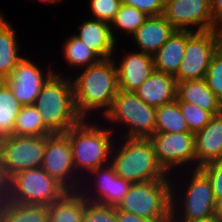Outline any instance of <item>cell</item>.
Returning <instances> with one entry per match:
<instances>
[{"instance_id": "cell-1", "label": "cell", "mask_w": 222, "mask_h": 222, "mask_svg": "<svg viewBox=\"0 0 222 222\" xmlns=\"http://www.w3.org/2000/svg\"><path fill=\"white\" fill-rule=\"evenodd\" d=\"M72 83L76 110L82 119H88L90 111L100 110L105 115L119 90L114 59H101L84 68Z\"/></svg>"}, {"instance_id": "cell-2", "label": "cell", "mask_w": 222, "mask_h": 222, "mask_svg": "<svg viewBox=\"0 0 222 222\" xmlns=\"http://www.w3.org/2000/svg\"><path fill=\"white\" fill-rule=\"evenodd\" d=\"M70 79L54 70L43 84L34 104L44 126L52 134L66 133L82 120L76 110L72 78Z\"/></svg>"}, {"instance_id": "cell-3", "label": "cell", "mask_w": 222, "mask_h": 222, "mask_svg": "<svg viewBox=\"0 0 222 222\" xmlns=\"http://www.w3.org/2000/svg\"><path fill=\"white\" fill-rule=\"evenodd\" d=\"M112 131L114 129L103 128L96 122L82 119L65 133L69 138L73 154V166L77 177H80L79 179H83L82 176L86 173L89 174L94 169L110 163L114 146L113 138H111L113 137L111 136L113 135Z\"/></svg>"}, {"instance_id": "cell-4", "label": "cell", "mask_w": 222, "mask_h": 222, "mask_svg": "<svg viewBox=\"0 0 222 222\" xmlns=\"http://www.w3.org/2000/svg\"><path fill=\"white\" fill-rule=\"evenodd\" d=\"M115 146L110 164L115 173L131 183H142L171 178L157 162L153 146L148 138H127ZM114 153V154H113Z\"/></svg>"}, {"instance_id": "cell-5", "label": "cell", "mask_w": 222, "mask_h": 222, "mask_svg": "<svg viewBox=\"0 0 222 222\" xmlns=\"http://www.w3.org/2000/svg\"><path fill=\"white\" fill-rule=\"evenodd\" d=\"M170 207L171 181L160 179L132 183L116 208L154 222H170Z\"/></svg>"}, {"instance_id": "cell-6", "label": "cell", "mask_w": 222, "mask_h": 222, "mask_svg": "<svg viewBox=\"0 0 222 222\" xmlns=\"http://www.w3.org/2000/svg\"><path fill=\"white\" fill-rule=\"evenodd\" d=\"M189 175L192 177L185 184L182 200L175 196V186L173 188L174 183H171L170 221H191L214 215L216 199L208 177L199 168L193 169Z\"/></svg>"}, {"instance_id": "cell-7", "label": "cell", "mask_w": 222, "mask_h": 222, "mask_svg": "<svg viewBox=\"0 0 222 222\" xmlns=\"http://www.w3.org/2000/svg\"><path fill=\"white\" fill-rule=\"evenodd\" d=\"M156 108L146 104L134 92L118 90L109 111V122L127 128V138H149L155 133Z\"/></svg>"}, {"instance_id": "cell-8", "label": "cell", "mask_w": 222, "mask_h": 222, "mask_svg": "<svg viewBox=\"0 0 222 222\" xmlns=\"http://www.w3.org/2000/svg\"><path fill=\"white\" fill-rule=\"evenodd\" d=\"M67 190L42 167L19 171L9 180V201L49 206Z\"/></svg>"}, {"instance_id": "cell-9", "label": "cell", "mask_w": 222, "mask_h": 222, "mask_svg": "<svg viewBox=\"0 0 222 222\" xmlns=\"http://www.w3.org/2000/svg\"><path fill=\"white\" fill-rule=\"evenodd\" d=\"M219 46L217 30L187 31L184 57L174 75L176 82L205 79L210 62Z\"/></svg>"}, {"instance_id": "cell-10", "label": "cell", "mask_w": 222, "mask_h": 222, "mask_svg": "<svg viewBox=\"0 0 222 222\" xmlns=\"http://www.w3.org/2000/svg\"><path fill=\"white\" fill-rule=\"evenodd\" d=\"M47 138L14 134L0 138V163L6 175L10 178L19 171L41 167Z\"/></svg>"}, {"instance_id": "cell-11", "label": "cell", "mask_w": 222, "mask_h": 222, "mask_svg": "<svg viewBox=\"0 0 222 222\" xmlns=\"http://www.w3.org/2000/svg\"><path fill=\"white\" fill-rule=\"evenodd\" d=\"M41 167L67 191H79L82 183L76 176L72 148L65 133L48 135Z\"/></svg>"}, {"instance_id": "cell-12", "label": "cell", "mask_w": 222, "mask_h": 222, "mask_svg": "<svg viewBox=\"0 0 222 222\" xmlns=\"http://www.w3.org/2000/svg\"><path fill=\"white\" fill-rule=\"evenodd\" d=\"M157 162L169 175L174 168L196 163L195 133L155 132L150 136Z\"/></svg>"}, {"instance_id": "cell-13", "label": "cell", "mask_w": 222, "mask_h": 222, "mask_svg": "<svg viewBox=\"0 0 222 222\" xmlns=\"http://www.w3.org/2000/svg\"><path fill=\"white\" fill-rule=\"evenodd\" d=\"M163 16L175 30L205 32L214 30L211 0H165ZM195 26L197 29H191Z\"/></svg>"}, {"instance_id": "cell-14", "label": "cell", "mask_w": 222, "mask_h": 222, "mask_svg": "<svg viewBox=\"0 0 222 222\" xmlns=\"http://www.w3.org/2000/svg\"><path fill=\"white\" fill-rule=\"evenodd\" d=\"M90 174L92 175L91 178H94L93 183L89 182L90 180H85V184H81L79 191L87 201L94 203L117 207L127 195L132 184L130 181L118 176L110 163L94 169L89 173V176H91ZM85 185L86 187H84ZM87 185L90 186L87 187ZM91 186L93 187L92 191L88 190Z\"/></svg>"}, {"instance_id": "cell-15", "label": "cell", "mask_w": 222, "mask_h": 222, "mask_svg": "<svg viewBox=\"0 0 222 222\" xmlns=\"http://www.w3.org/2000/svg\"><path fill=\"white\" fill-rule=\"evenodd\" d=\"M53 73L51 66L44 74L40 66L23 57L4 81L20 104L30 105L35 104L43 84Z\"/></svg>"}, {"instance_id": "cell-16", "label": "cell", "mask_w": 222, "mask_h": 222, "mask_svg": "<svg viewBox=\"0 0 222 222\" xmlns=\"http://www.w3.org/2000/svg\"><path fill=\"white\" fill-rule=\"evenodd\" d=\"M196 164L191 169L222 161V112L213 115L209 123L195 133Z\"/></svg>"}, {"instance_id": "cell-17", "label": "cell", "mask_w": 222, "mask_h": 222, "mask_svg": "<svg viewBox=\"0 0 222 222\" xmlns=\"http://www.w3.org/2000/svg\"><path fill=\"white\" fill-rule=\"evenodd\" d=\"M118 65L116 60L119 89L134 92L153 72L154 63L152 55L144 52H131L126 54Z\"/></svg>"}, {"instance_id": "cell-18", "label": "cell", "mask_w": 222, "mask_h": 222, "mask_svg": "<svg viewBox=\"0 0 222 222\" xmlns=\"http://www.w3.org/2000/svg\"><path fill=\"white\" fill-rule=\"evenodd\" d=\"M174 31L171 23L163 15L148 16L131 37L140 52L153 56Z\"/></svg>"}, {"instance_id": "cell-19", "label": "cell", "mask_w": 222, "mask_h": 222, "mask_svg": "<svg viewBox=\"0 0 222 222\" xmlns=\"http://www.w3.org/2000/svg\"><path fill=\"white\" fill-rule=\"evenodd\" d=\"M79 34H74L101 59L113 58L117 42L112 36L110 24L98 19H88L78 26Z\"/></svg>"}, {"instance_id": "cell-20", "label": "cell", "mask_w": 222, "mask_h": 222, "mask_svg": "<svg viewBox=\"0 0 222 222\" xmlns=\"http://www.w3.org/2000/svg\"><path fill=\"white\" fill-rule=\"evenodd\" d=\"M134 93L155 108L170 103L176 99L175 77L154 70Z\"/></svg>"}, {"instance_id": "cell-21", "label": "cell", "mask_w": 222, "mask_h": 222, "mask_svg": "<svg viewBox=\"0 0 222 222\" xmlns=\"http://www.w3.org/2000/svg\"><path fill=\"white\" fill-rule=\"evenodd\" d=\"M176 99L188 102L216 115L222 112V102L208 87L205 79L176 82Z\"/></svg>"}, {"instance_id": "cell-22", "label": "cell", "mask_w": 222, "mask_h": 222, "mask_svg": "<svg viewBox=\"0 0 222 222\" xmlns=\"http://www.w3.org/2000/svg\"><path fill=\"white\" fill-rule=\"evenodd\" d=\"M187 31L175 30L166 43L152 56L155 71L175 75L183 60Z\"/></svg>"}, {"instance_id": "cell-23", "label": "cell", "mask_w": 222, "mask_h": 222, "mask_svg": "<svg viewBox=\"0 0 222 222\" xmlns=\"http://www.w3.org/2000/svg\"><path fill=\"white\" fill-rule=\"evenodd\" d=\"M16 31L12 24L0 13V80H5L23 58L19 56Z\"/></svg>"}, {"instance_id": "cell-24", "label": "cell", "mask_w": 222, "mask_h": 222, "mask_svg": "<svg viewBox=\"0 0 222 222\" xmlns=\"http://www.w3.org/2000/svg\"><path fill=\"white\" fill-rule=\"evenodd\" d=\"M48 222H82L84 196L80 191H67L48 206Z\"/></svg>"}, {"instance_id": "cell-25", "label": "cell", "mask_w": 222, "mask_h": 222, "mask_svg": "<svg viewBox=\"0 0 222 222\" xmlns=\"http://www.w3.org/2000/svg\"><path fill=\"white\" fill-rule=\"evenodd\" d=\"M21 107L9 85L0 80V138L13 135L16 116Z\"/></svg>"}, {"instance_id": "cell-26", "label": "cell", "mask_w": 222, "mask_h": 222, "mask_svg": "<svg viewBox=\"0 0 222 222\" xmlns=\"http://www.w3.org/2000/svg\"><path fill=\"white\" fill-rule=\"evenodd\" d=\"M155 132H190L177 99L156 108Z\"/></svg>"}, {"instance_id": "cell-27", "label": "cell", "mask_w": 222, "mask_h": 222, "mask_svg": "<svg viewBox=\"0 0 222 222\" xmlns=\"http://www.w3.org/2000/svg\"><path fill=\"white\" fill-rule=\"evenodd\" d=\"M13 134L17 136H46L52 134L43 124L34 104L22 105L16 116Z\"/></svg>"}, {"instance_id": "cell-28", "label": "cell", "mask_w": 222, "mask_h": 222, "mask_svg": "<svg viewBox=\"0 0 222 222\" xmlns=\"http://www.w3.org/2000/svg\"><path fill=\"white\" fill-rule=\"evenodd\" d=\"M64 58L69 66L74 68H86L97 64L101 58L89 48L82 40L75 35H71L63 47Z\"/></svg>"}, {"instance_id": "cell-29", "label": "cell", "mask_w": 222, "mask_h": 222, "mask_svg": "<svg viewBox=\"0 0 222 222\" xmlns=\"http://www.w3.org/2000/svg\"><path fill=\"white\" fill-rule=\"evenodd\" d=\"M7 222H48L47 205L20 204L12 201L5 202Z\"/></svg>"}, {"instance_id": "cell-30", "label": "cell", "mask_w": 222, "mask_h": 222, "mask_svg": "<svg viewBox=\"0 0 222 222\" xmlns=\"http://www.w3.org/2000/svg\"><path fill=\"white\" fill-rule=\"evenodd\" d=\"M147 18L148 15L144 12L121 3L118 12L116 13L113 21L110 23L113 38L117 42V37L115 38V30L120 31V33H128L131 37Z\"/></svg>"}, {"instance_id": "cell-31", "label": "cell", "mask_w": 222, "mask_h": 222, "mask_svg": "<svg viewBox=\"0 0 222 222\" xmlns=\"http://www.w3.org/2000/svg\"><path fill=\"white\" fill-rule=\"evenodd\" d=\"M178 104L190 132L196 133L203 129L213 116L197 105L188 102H178Z\"/></svg>"}, {"instance_id": "cell-32", "label": "cell", "mask_w": 222, "mask_h": 222, "mask_svg": "<svg viewBox=\"0 0 222 222\" xmlns=\"http://www.w3.org/2000/svg\"><path fill=\"white\" fill-rule=\"evenodd\" d=\"M82 222H117L116 207L87 201L84 197Z\"/></svg>"}, {"instance_id": "cell-33", "label": "cell", "mask_w": 222, "mask_h": 222, "mask_svg": "<svg viewBox=\"0 0 222 222\" xmlns=\"http://www.w3.org/2000/svg\"><path fill=\"white\" fill-rule=\"evenodd\" d=\"M208 87L222 102V47L216 50L205 76Z\"/></svg>"}, {"instance_id": "cell-34", "label": "cell", "mask_w": 222, "mask_h": 222, "mask_svg": "<svg viewBox=\"0 0 222 222\" xmlns=\"http://www.w3.org/2000/svg\"><path fill=\"white\" fill-rule=\"evenodd\" d=\"M90 8L94 19L111 23L119 10L121 0H90Z\"/></svg>"}, {"instance_id": "cell-35", "label": "cell", "mask_w": 222, "mask_h": 222, "mask_svg": "<svg viewBox=\"0 0 222 222\" xmlns=\"http://www.w3.org/2000/svg\"><path fill=\"white\" fill-rule=\"evenodd\" d=\"M199 169L208 177L215 199L222 198V161L208 163Z\"/></svg>"}, {"instance_id": "cell-36", "label": "cell", "mask_w": 222, "mask_h": 222, "mask_svg": "<svg viewBox=\"0 0 222 222\" xmlns=\"http://www.w3.org/2000/svg\"><path fill=\"white\" fill-rule=\"evenodd\" d=\"M123 4L132 6L148 16L163 15L165 0H121Z\"/></svg>"}, {"instance_id": "cell-37", "label": "cell", "mask_w": 222, "mask_h": 222, "mask_svg": "<svg viewBox=\"0 0 222 222\" xmlns=\"http://www.w3.org/2000/svg\"><path fill=\"white\" fill-rule=\"evenodd\" d=\"M9 180L5 169L0 163V206H2L9 199Z\"/></svg>"}, {"instance_id": "cell-38", "label": "cell", "mask_w": 222, "mask_h": 222, "mask_svg": "<svg viewBox=\"0 0 222 222\" xmlns=\"http://www.w3.org/2000/svg\"><path fill=\"white\" fill-rule=\"evenodd\" d=\"M211 10L214 30H218L222 26V0H211Z\"/></svg>"}, {"instance_id": "cell-39", "label": "cell", "mask_w": 222, "mask_h": 222, "mask_svg": "<svg viewBox=\"0 0 222 222\" xmlns=\"http://www.w3.org/2000/svg\"><path fill=\"white\" fill-rule=\"evenodd\" d=\"M117 222H154L133 213L124 212L116 208Z\"/></svg>"}, {"instance_id": "cell-40", "label": "cell", "mask_w": 222, "mask_h": 222, "mask_svg": "<svg viewBox=\"0 0 222 222\" xmlns=\"http://www.w3.org/2000/svg\"><path fill=\"white\" fill-rule=\"evenodd\" d=\"M214 215L218 218L219 221L222 220V198L216 199Z\"/></svg>"}, {"instance_id": "cell-41", "label": "cell", "mask_w": 222, "mask_h": 222, "mask_svg": "<svg viewBox=\"0 0 222 222\" xmlns=\"http://www.w3.org/2000/svg\"><path fill=\"white\" fill-rule=\"evenodd\" d=\"M170 222H220L218 220V218L213 215V216H210L208 218H204V219H198V220H191V221H170Z\"/></svg>"}, {"instance_id": "cell-42", "label": "cell", "mask_w": 222, "mask_h": 222, "mask_svg": "<svg viewBox=\"0 0 222 222\" xmlns=\"http://www.w3.org/2000/svg\"><path fill=\"white\" fill-rule=\"evenodd\" d=\"M0 222H7V215L5 214V203L0 206Z\"/></svg>"}, {"instance_id": "cell-43", "label": "cell", "mask_w": 222, "mask_h": 222, "mask_svg": "<svg viewBox=\"0 0 222 222\" xmlns=\"http://www.w3.org/2000/svg\"><path fill=\"white\" fill-rule=\"evenodd\" d=\"M217 31L219 34L220 46L222 47V26Z\"/></svg>"}, {"instance_id": "cell-44", "label": "cell", "mask_w": 222, "mask_h": 222, "mask_svg": "<svg viewBox=\"0 0 222 222\" xmlns=\"http://www.w3.org/2000/svg\"><path fill=\"white\" fill-rule=\"evenodd\" d=\"M39 1H41V2H43V3H49V4H52V3L59 2V1H61V0H39Z\"/></svg>"}]
</instances>
